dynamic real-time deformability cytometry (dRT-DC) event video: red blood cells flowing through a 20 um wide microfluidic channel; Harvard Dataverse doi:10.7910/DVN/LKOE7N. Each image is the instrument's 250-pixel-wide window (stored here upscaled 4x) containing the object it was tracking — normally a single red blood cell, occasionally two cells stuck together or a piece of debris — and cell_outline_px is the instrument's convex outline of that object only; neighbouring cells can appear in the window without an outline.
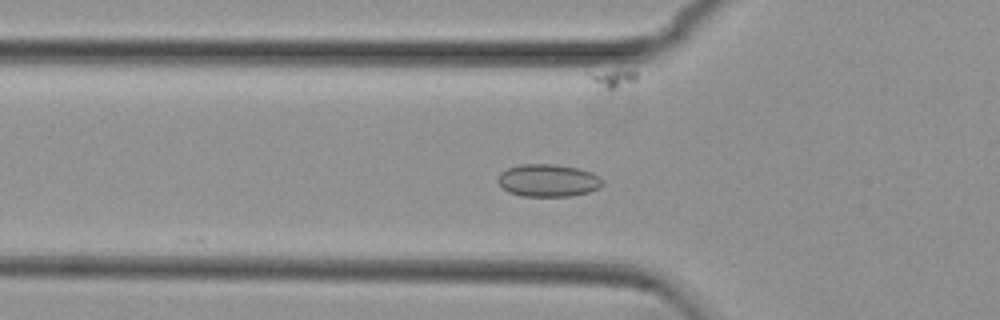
{"species": "common noctule bat (a hibernating species)", "species_latin": "Nyctalus noctula", "temperature_condition": "cold", "stored_images_in_passage": 50, "camera_frame_rate_fps": 3000, "um_per_image_px": 0.085, "animal": {"sex": "female", "body_mass_g": 29.2, "forearm_length_mm": 56.3}, "frame": {"image": 1, "passage_image": 19, "time_ms": 6.0, "image_size_px": [1000, 320], "cell_outline_px": [[604, 184], [600, 188], [588, 192], [568, 196], [520, 196], [508, 192], [496, 180], [500, 172], [508, 168], [520, 164], [552, 164], [580, 168], [592, 172], [600, 176], [604, 180]], "centroid_in_image_um": [46.61, 15.33], "position_along_channel_um": 79.2, "area_um2": 20.06}}
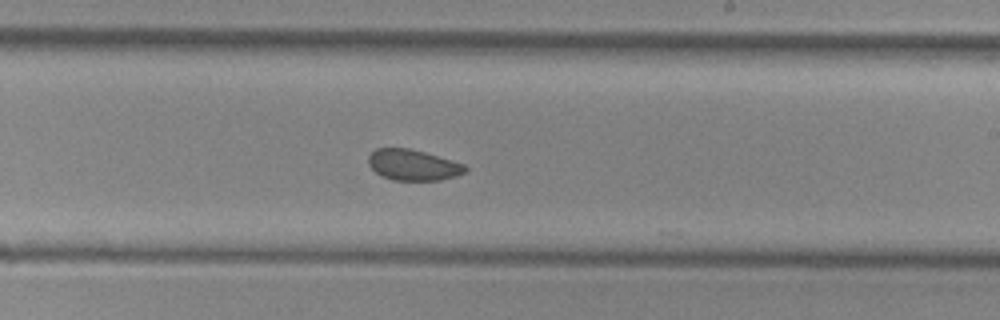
{"frame": {"image": 2, "passage_image": 33, "time_ms": 10.667, "image_size_px": [1000, 320], "cell_outline_px": [[468, 172], [456, 176], [440, 180], [392, 180], [380, 176], [368, 164], [368, 156], [376, 148], [408, 148], [424, 152], [464, 164], [468, 168]], "centroid_in_image_um": [35.11, 14.03], "position_along_channel_um": 253.9, "area_um2": 17.46}}
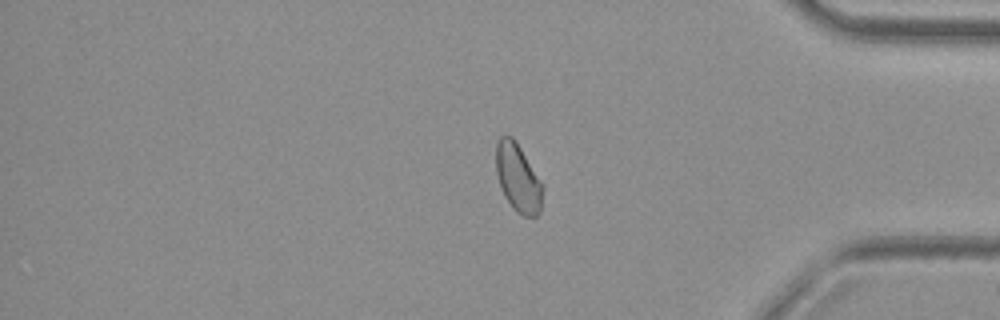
{"frame": {"image": 3, "passage_image": 46, "time_ms": 15.0, "image_size_px": [1000, 320], "cell_outline_px": [[544, 188], [540, 212], [536, 216], [524, 216], [516, 212], [504, 196], [496, 172], [496, 144], [500, 136], [504, 132], [512, 136], [516, 140], [544, 184]], "centroid_in_image_um": [44.04, 15.08], "position_along_channel_um": 391.2, "area_um2": 18.96}, "authors_computed_cell_mechanics": {"area_um2": 18.8139, "velocity_mm_per_s": 3.7407, "shape_relaxation_time_tau1_ms": null, "shape_relaxation_time_tau2_ms": 2.347, "deformation_change_tau1": null, "deformation_change_tau2": 0.0506}}